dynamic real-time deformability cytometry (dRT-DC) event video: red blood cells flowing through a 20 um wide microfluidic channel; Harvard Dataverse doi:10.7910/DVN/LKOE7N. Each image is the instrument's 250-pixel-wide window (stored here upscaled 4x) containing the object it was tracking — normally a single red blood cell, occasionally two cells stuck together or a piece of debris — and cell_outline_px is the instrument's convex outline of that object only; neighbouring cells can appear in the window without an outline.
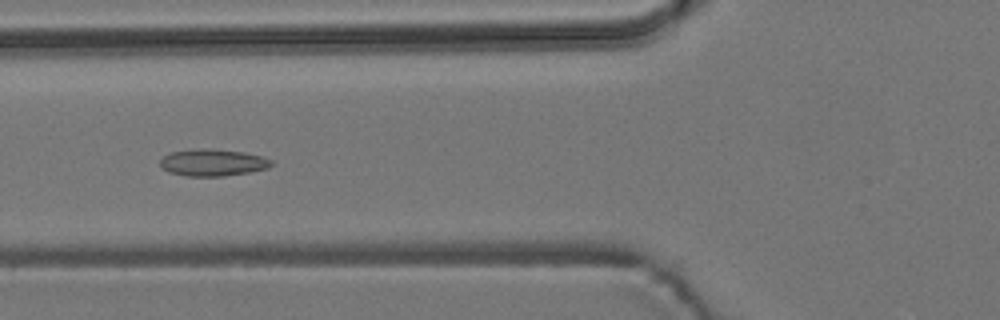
{"species": "common noctule bat (a hibernating species)", "species_latin": "Nyctalus noctula", "temperature_condition": "room temperature", "stored_images_in_passage": 8, "camera_frame_rate_fps": 3000, "um_per_image_px": 0.085, "animal": {"sex": "male", "body_mass_g": 19.2, "forearm_length_mm": 51.8}, "frame": {"image": 1, "passage_image": 6, "time_ms": 6.0, "image_size_px": [1000, 320], "cell_outline_px": [[272, 164], [268, 168], [248, 172], [220, 176], [188, 176], [168, 172], [160, 164], [160, 160], [168, 152], [200, 148], [208, 148], [244, 152], [260, 156], [272, 160]], "centroid_in_image_um": [18.06, 13.8], "position_along_channel_um": 107.7, "area_um2": 17.34}}
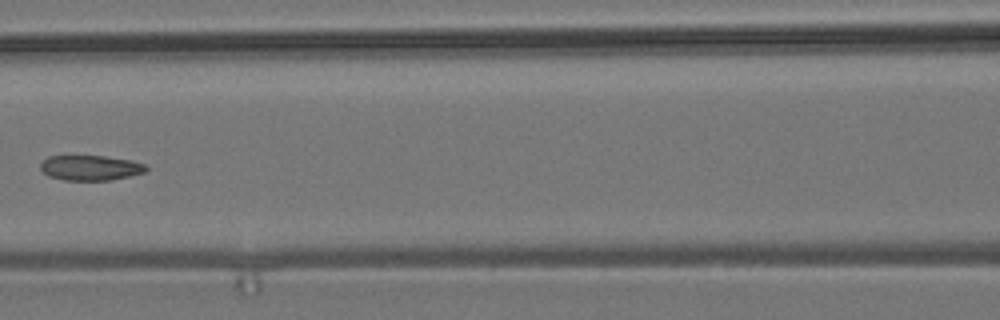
{"frame": {"image": 2, "passage_image": 7, "time_ms": 7.333, "image_size_px": [1000, 320], "cell_outline_px": [[148, 168], [144, 172], [128, 176], [108, 180], [64, 180], [48, 176], [40, 168], [40, 164], [48, 156], [104, 156], [128, 160], [144, 164]], "centroid_in_image_um": [7.64, 14.26], "position_along_channel_um": 159.0, "area_um2": 15.2}}
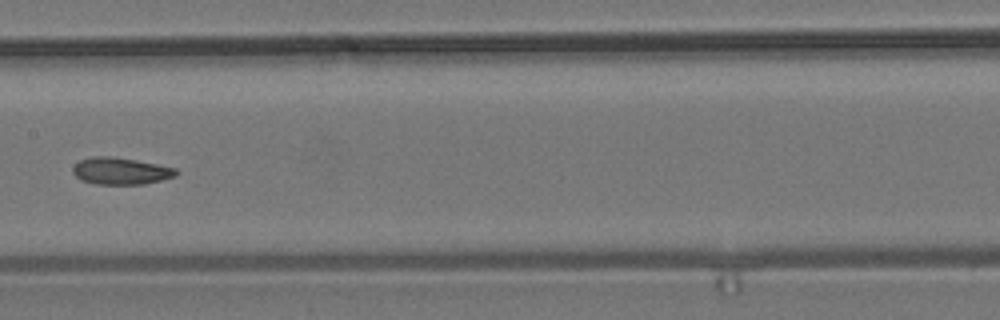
{"frame": {"image": 3, "passage_image": 8, "time_ms": 8.333, "image_size_px": [1000, 320], "cell_outline_px": [[180, 172], [176, 176], [144, 184], [96, 184], [80, 180], [72, 172], [72, 168], [80, 160], [92, 156], [112, 156], [136, 160], [176, 168]], "centroid_in_image_um": [10.26, 14.53], "position_along_channel_um": 197.1, "area_um2": 16.24}}